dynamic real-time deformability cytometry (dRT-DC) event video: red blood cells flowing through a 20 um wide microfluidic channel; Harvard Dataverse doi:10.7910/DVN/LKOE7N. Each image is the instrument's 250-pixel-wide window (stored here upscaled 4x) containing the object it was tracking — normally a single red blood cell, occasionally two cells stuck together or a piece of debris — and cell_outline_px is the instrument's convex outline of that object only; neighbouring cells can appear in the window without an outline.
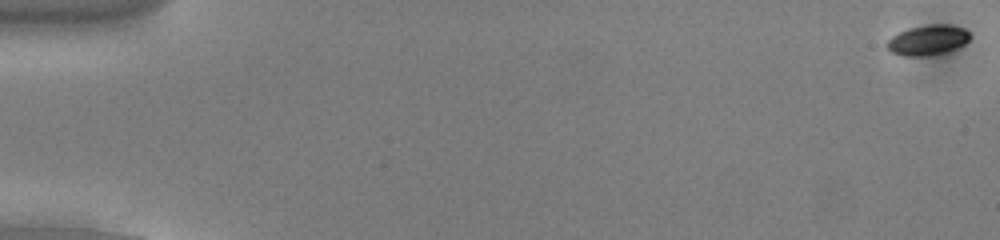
{"species": "common noctule bat (a hibernating species)", "species_latin": "Nyctalus noctula", "temperature_condition": "cold", "stored_images_in_passage": 55, "camera_frame_rate_fps": 3000, "um_per_image_px": 0.085, "animal": {"sex": "male", "body_mass_g": 13.0, "forearm_length_mm": 53.1}, "frame": {"image": 1, "passage_image": 1, "time_ms": 0.0, "image_size_px": [1000, 240], "cell_outline_px": [[972, 36], [964, 44], [948, 52], [928, 56], [904, 56], [892, 52], [884, 48], [884, 44], [892, 36], [908, 28], [928, 24], [948, 24], [964, 28]], "centroid_in_image_um": [78.84, 3.41], "position_along_channel_um": 6.2, "area_um2": 14.85}}
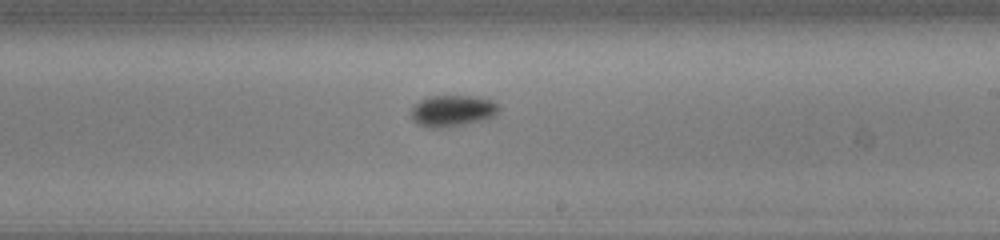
{"frame": {"image": 2, "passage_image": 33, "time_ms": 10.667, "image_size_px": [1000, 240], "cell_outline_px": [[500, 108], [492, 116], [484, 120], [440, 128], [432, 128], [416, 124], [412, 120], [412, 108], [420, 100], [428, 96], [476, 96], [492, 100], [500, 104]], "centroid_in_image_um": [38.46, 9.41], "position_along_channel_um": 250.5, "area_um2": 16.01}}
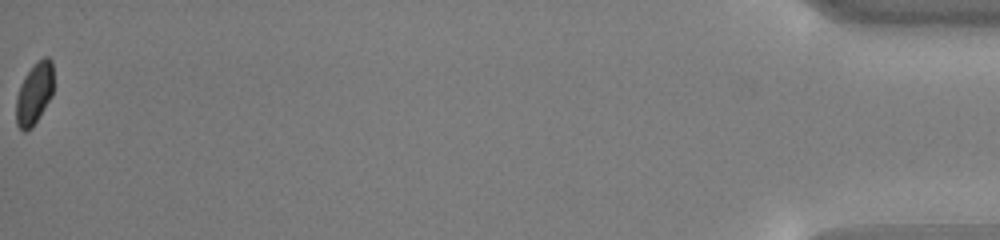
{"frame": {"image": 3, "passage_image": 55, "time_ms": 18.0, "image_size_px": [1000, 240], "cell_outline_px": [[52, 96], [32, 128], [24, 132], [16, 124], [16, 96], [20, 84], [24, 76], [44, 56], [48, 56], [52, 60]], "centroid_in_image_um": [2.9, 7.98], "position_along_channel_um": 432.3, "area_um2": 13.35}, "authors_computed_cell_mechanics": {"area_um2": 14.739, "velocity_mm_per_s": 3.8286, "shape_relaxation_time_tau1_ms": 3.8306, "shape_relaxation_time_tau2_ms": null, "deformation_change_tau1": 0.069, "deformation_change_tau2": null}}